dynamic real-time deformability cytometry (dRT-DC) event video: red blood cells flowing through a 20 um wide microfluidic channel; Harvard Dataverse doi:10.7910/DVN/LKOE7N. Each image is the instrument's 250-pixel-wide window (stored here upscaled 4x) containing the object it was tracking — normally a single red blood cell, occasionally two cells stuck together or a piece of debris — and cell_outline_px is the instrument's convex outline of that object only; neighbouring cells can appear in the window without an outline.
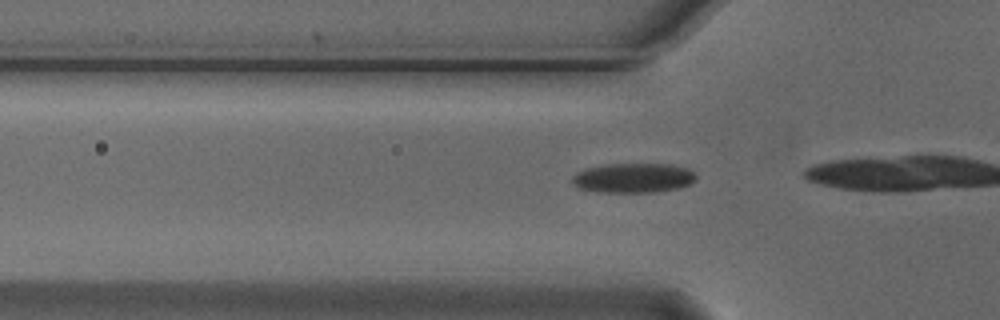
{"species": "Egyptian fruit bat (a non-hibernating species)", "species_latin": "Rousettus aegyptiacus", "temperature_condition": "cold", "stored_images_in_passage": 18, "camera_frame_rate_fps": 3000, "um_per_image_px": 0.085, "animal": {"sex": "male"}, "frame": {"image": 1, "passage_image": 14, "time_ms": 4.333, "image_size_px": [1000, 320], "cell_outline_px": [[696, 180], [692, 184], [680, 188], [656, 192], [596, 192], [576, 188], [572, 184], [572, 176], [576, 172], [584, 168], [608, 164], [672, 164], [688, 168], [696, 176]], "centroid_in_image_um": [53.81, 15.13], "position_along_channel_um": 72.0, "area_um2": 21.79}}